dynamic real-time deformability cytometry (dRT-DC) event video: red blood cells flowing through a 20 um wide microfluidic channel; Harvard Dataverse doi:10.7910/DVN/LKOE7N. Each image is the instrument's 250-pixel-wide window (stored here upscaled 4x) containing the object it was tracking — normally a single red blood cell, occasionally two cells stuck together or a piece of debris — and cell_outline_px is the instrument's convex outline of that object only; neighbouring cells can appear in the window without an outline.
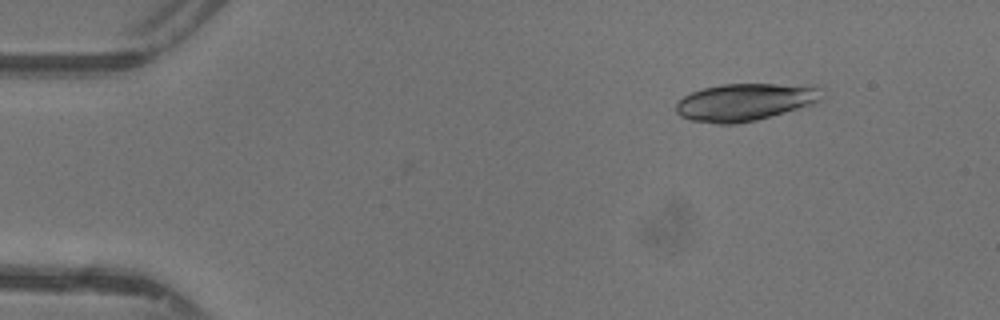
{"species": "common noctule bat (a hibernating species)", "species_latin": "Nyctalus noctula", "temperature_condition": "warm", "stored_images_in_passage": 3, "camera_frame_rate_fps": 3000, "um_per_image_px": 0.085, "animal": {"sex": "female"}, "frame": {"image": 1, "passage_image": 1, "time_ms": 0.0, "image_size_px": [1000, 320], "cell_outline_px": [[824, 100], [816, 104], [756, 120], [736, 124], [716, 124], [692, 120], [680, 116], [676, 112], [676, 104], [684, 96], [692, 92], [704, 88], [720, 84], [812, 84], [824, 96]], "centroid_in_image_um": [63.39, 8.67], "position_along_channel_um": 21.6, "area_um2": 32.08}}